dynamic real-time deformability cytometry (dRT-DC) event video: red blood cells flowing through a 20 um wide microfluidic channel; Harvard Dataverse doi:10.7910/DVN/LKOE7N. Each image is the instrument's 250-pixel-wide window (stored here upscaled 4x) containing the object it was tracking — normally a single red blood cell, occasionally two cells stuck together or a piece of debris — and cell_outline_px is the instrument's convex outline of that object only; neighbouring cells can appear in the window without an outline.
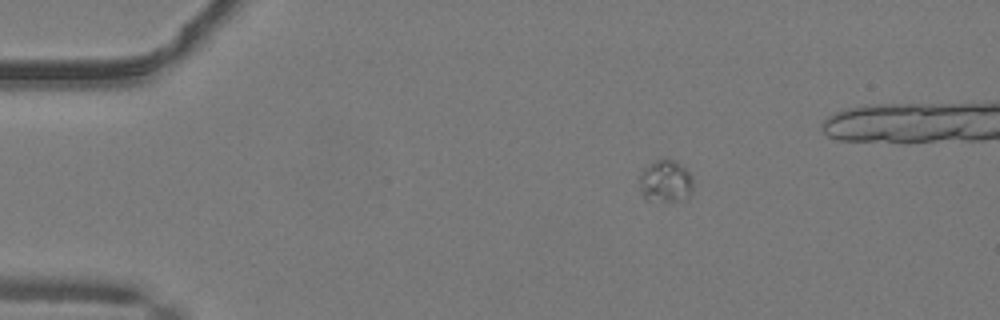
{"species": "common noctule bat (a hibernating species)", "species_latin": "Nyctalus noctula", "temperature_condition": "warm", "stored_images_in_passage": 37, "camera_frame_rate_fps": 3000, "um_per_image_px": 0.085, "animal": {"sex": "male", "body_mass_g": 19.2, "forearm_length_mm": 51.8}, "frame": {"image": 1, "passage_image": 1, "time_ms": 0.0, "image_size_px": [1000, 320], "cell_outline_px": [[692, 192], [688, 200], [644, 200], [640, 184], [640, 176], [644, 168], [656, 160], [676, 160], [692, 176]], "centroid_in_image_um": [56.6, 15.42], "position_along_channel_um": 28.4, "area_um2": 13.06}}
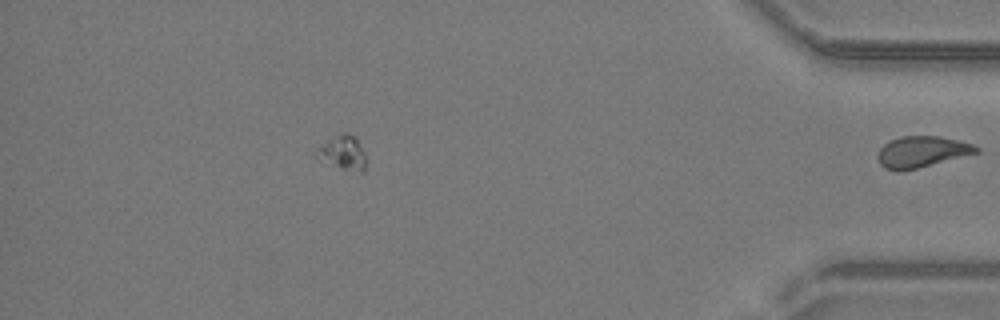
{"frame": {"image": 2, "passage_image": 37, "time_ms": 12.0, "image_size_px": [1000, 320], "cell_outline_px": [[980, 152], [900, 172], [896, 172], [884, 168], [880, 164], [876, 156], [880, 148], [884, 144], [900, 136], [940, 136], [972, 144], [980, 148]], "centroid_in_image_um": [78.32, 12.91], "position_along_channel_um": 356.9, "area_um2": 17.86}}